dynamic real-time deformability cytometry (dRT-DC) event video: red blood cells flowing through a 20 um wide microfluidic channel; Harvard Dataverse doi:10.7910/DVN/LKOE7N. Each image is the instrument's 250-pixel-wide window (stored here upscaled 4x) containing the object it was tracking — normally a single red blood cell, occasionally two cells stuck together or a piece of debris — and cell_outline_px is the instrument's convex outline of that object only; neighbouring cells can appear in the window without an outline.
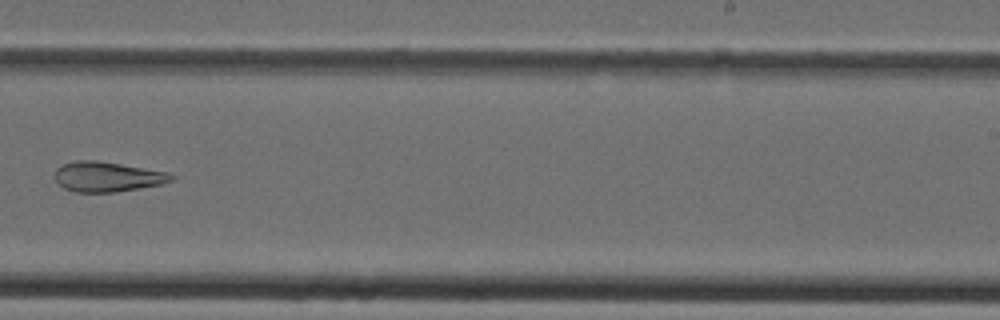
{"species": "Egyptian fruit bat (a non-hibernating species)", "species_latin": "Rousettus aegyptiacus", "temperature_condition": "cold", "stored_images_in_passage": 35, "camera_frame_rate_fps": 3000, "um_per_image_px": 0.085, "animal": {"sex": "female"}, "frame": {"image": 1, "passage_image": 25, "time_ms": 8.0, "image_size_px": [1000, 320], "cell_outline_px": [[176, 176], [172, 180], [160, 184], [116, 192], [76, 192], [64, 188], [56, 180], [56, 168], [64, 164], [76, 160], [96, 160], [168, 172]], "centroid_in_image_um": [9.12, 15.02], "position_along_channel_um": 279.9, "area_um2": 20.11}}